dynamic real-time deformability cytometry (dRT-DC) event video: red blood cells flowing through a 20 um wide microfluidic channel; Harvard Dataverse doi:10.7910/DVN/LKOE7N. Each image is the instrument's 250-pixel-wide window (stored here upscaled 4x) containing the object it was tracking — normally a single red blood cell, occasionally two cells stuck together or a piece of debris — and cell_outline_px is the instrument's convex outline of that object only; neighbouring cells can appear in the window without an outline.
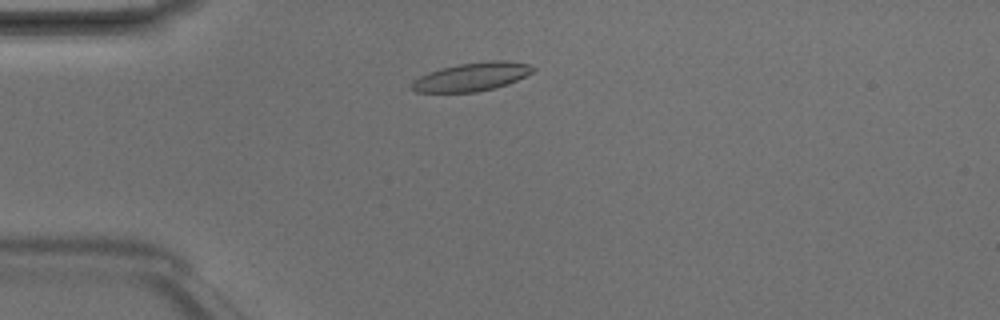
{"species": "Egyptian fruit bat (a non-hibernating species)", "species_latin": "Rousettus aegyptiacus", "temperature_condition": "room temperature", "stored_images_in_passage": 3, "camera_frame_rate_fps": 3000, "um_per_image_px": 0.085, "animal": {"sex": "male"}, "frame": {"image": 1, "passage_image": 3, "time_ms": 0.667, "image_size_px": [1000, 320], "cell_outline_px": [[536, 68], [532, 72], [508, 84], [476, 92], [416, 92], [412, 88], [412, 80], [428, 72], [460, 64], [488, 60], [504, 60], [528, 64]], "centroid_in_image_um": [40.1, 6.52], "position_along_channel_um": 44.9, "area_um2": 19.83}}